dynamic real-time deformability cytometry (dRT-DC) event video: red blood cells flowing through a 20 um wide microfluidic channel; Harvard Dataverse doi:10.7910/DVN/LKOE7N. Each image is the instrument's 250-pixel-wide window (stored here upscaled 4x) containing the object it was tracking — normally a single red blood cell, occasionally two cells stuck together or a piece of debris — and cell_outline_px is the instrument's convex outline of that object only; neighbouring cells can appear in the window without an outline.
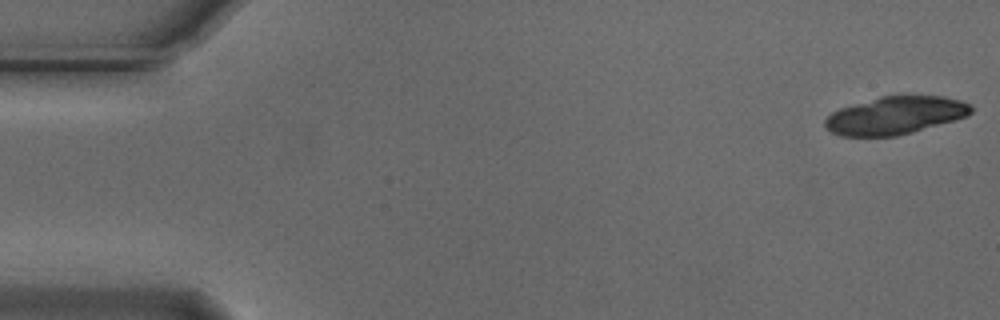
{"species": "Egyptian fruit bat (a non-hibernating species)", "species_latin": "Rousettus aegyptiacus", "temperature_condition": "cold", "stored_images_in_passage": 18, "camera_frame_rate_fps": 3000, "um_per_image_px": 0.085, "animal": {"sex": "male"}, "frame": {"image": 1, "passage_image": 1, "time_ms": 0.0, "image_size_px": [1000, 320], "cell_outline_px": [[972, 112], [968, 116], [956, 120], [912, 132], [896, 136], [840, 136], [832, 132], [824, 124], [824, 120], [832, 112], [840, 108], [880, 96], [944, 96], [960, 100], [972, 104]], "centroid_in_image_um": [76.13, 9.81], "position_along_channel_um": 8.9, "area_um2": 32.14}}